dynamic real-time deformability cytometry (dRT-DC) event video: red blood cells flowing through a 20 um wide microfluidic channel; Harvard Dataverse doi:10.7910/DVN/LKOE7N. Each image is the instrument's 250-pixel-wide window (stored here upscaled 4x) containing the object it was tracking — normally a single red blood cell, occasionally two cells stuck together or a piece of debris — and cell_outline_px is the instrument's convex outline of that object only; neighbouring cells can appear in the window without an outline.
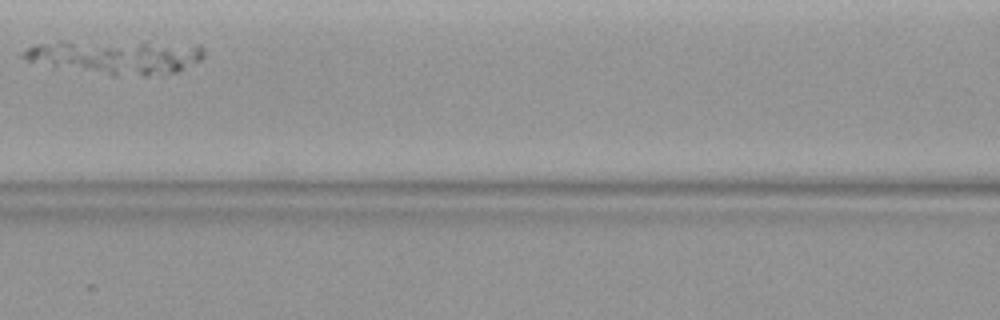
{"species": "common noctule bat (a hibernating species)", "species_latin": "Nyctalus noctula", "temperature_condition": "warm", "stored_images_in_passage": 3, "camera_frame_rate_fps": 3000, "um_per_image_px": 0.085, "animal": {"sex": "female", "body_mass_g": 19.9}, "frame": {"image": 1, "passage_image": 3, "time_ms": 2.333, "image_size_px": [1000, 320], "cell_outline_px": [[204, 56], [200, 60], [176, 72], [144, 76], [140, 72], [136, 52], [140, 44], [200, 44], [204, 48]], "centroid_in_image_um": [14.22, 4.89], "position_along_channel_um": 152.4, "area_um2": 12.37}}